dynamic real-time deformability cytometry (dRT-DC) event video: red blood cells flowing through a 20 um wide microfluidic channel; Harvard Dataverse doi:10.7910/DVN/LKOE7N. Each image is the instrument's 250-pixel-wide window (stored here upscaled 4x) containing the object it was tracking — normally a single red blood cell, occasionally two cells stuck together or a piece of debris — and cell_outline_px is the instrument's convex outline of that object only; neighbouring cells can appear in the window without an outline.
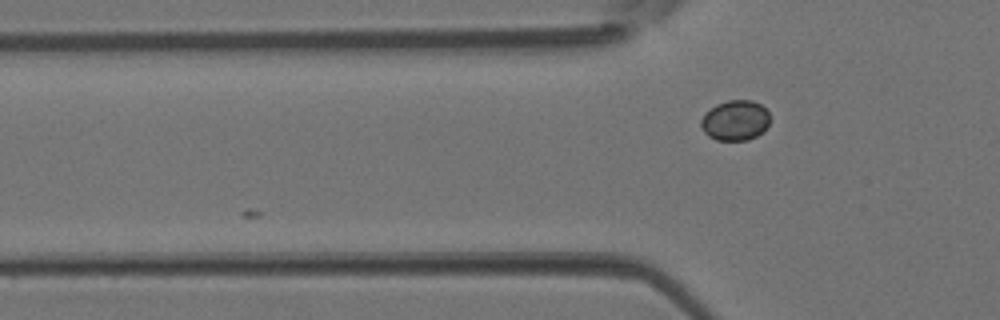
{"species": "Egyptian fruit bat (a non-hibernating species)", "species_latin": "Rousettus aegyptiacus", "temperature_condition": "room temperature", "stored_images_in_passage": 5, "camera_frame_rate_fps": 3000, "um_per_image_px": 0.085, "animal": {"sex": "female"}, "frame": {"image": 1, "passage_image": 5, "time_ms": 1.333, "image_size_px": [1000, 320], "cell_outline_px": [[768, 124], [756, 136], [748, 140], [716, 140], [708, 136], [700, 128], [700, 120], [716, 104], [728, 100], [752, 100], [760, 104], [768, 112]], "centroid_in_image_um": [62.46, 10.24], "position_along_channel_um": 63.3, "area_um2": 15.95}}